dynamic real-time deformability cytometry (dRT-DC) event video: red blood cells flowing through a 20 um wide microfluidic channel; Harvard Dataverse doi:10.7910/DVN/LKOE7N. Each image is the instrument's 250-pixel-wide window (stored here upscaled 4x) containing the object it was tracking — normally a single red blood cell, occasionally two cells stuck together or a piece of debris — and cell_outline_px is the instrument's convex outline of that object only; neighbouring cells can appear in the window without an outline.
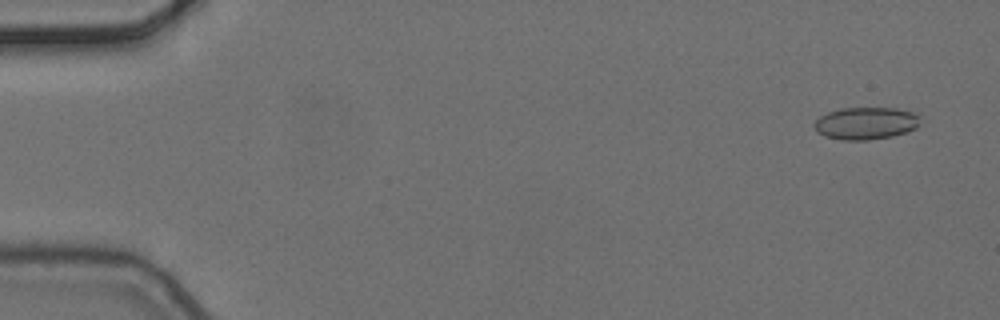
{"species": "common noctule bat (a hibernating species)", "species_latin": "Nyctalus noctula", "temperature_condition": "cold", "stored_images_in_passage": 5, "camera_frame_rate_fps": 3000, "um_per_image_px": 0.085, "animal": {"sex": "female", "body_mass_g": 24.6, "forearm_length_mm": 56.2}, "frame": {"image": 1, "passage_image": 1, "time_ms": 0.0, "image_size_px": [1000, 320], "cell_outline_px": [[920, 124], [916, 128], [892, 136], [868, 140], [840, 140], [824, 136], [816, 132], [812, 124], [820, 116], [828, 112], [840, 108], [896, 108], [920, 112]], "centroid_in_image_um": [73.61, 10.47], "position_along_channel_um": 11.4, "area_um2": 20.35}}
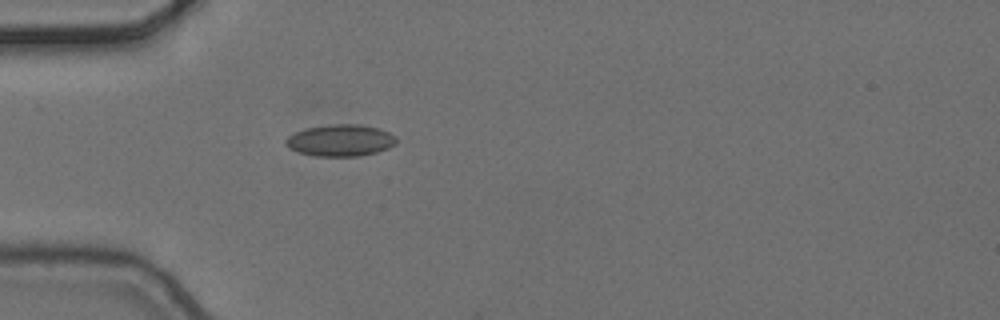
{"frame": {"image": 2, "passage_image": 5, "time_ms": 1.333, "image_size_px": [1000, 320], "cell_outline_px": [[396, 144], [388, 148], [376, 152], [356, 156], [316, 156], [300, 152], [288, 148], [284, 144], [284, 140], [288, 136], [296, 132], [308, 128], [332, 124], [356, 124], [380, 128], [396, 136]], "centroid_in_image_um": [28.94, 11.93], "position_along_channel_um": 56.1, "area_um2": 20.35}}